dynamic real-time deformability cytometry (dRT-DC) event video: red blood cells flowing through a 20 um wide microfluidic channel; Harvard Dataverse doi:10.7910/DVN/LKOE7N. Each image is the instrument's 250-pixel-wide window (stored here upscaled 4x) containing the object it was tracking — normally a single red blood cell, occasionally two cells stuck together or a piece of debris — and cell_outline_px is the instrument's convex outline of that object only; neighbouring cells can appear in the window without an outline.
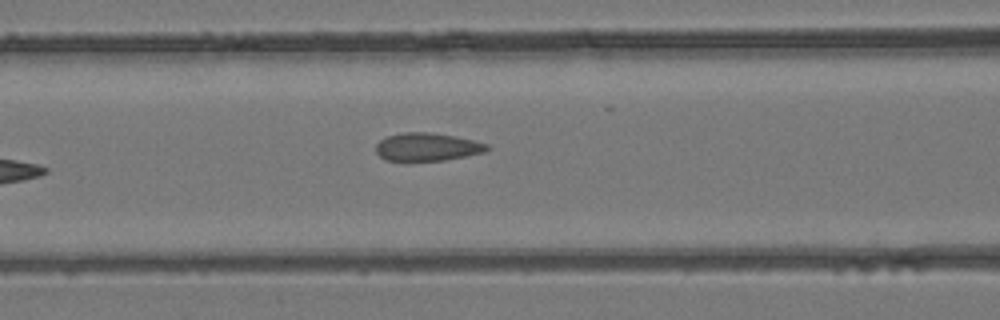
{"species": "common noctule bat (a hibernating species)", "species_latin": "Nyctalus noctula", "temperature_condition": "room temperature", "stored_images_in_passage": 8, "camera_frame_rate_fps": 3000, "um_per_image_px": 0.085, "animal": {"sex": "female", "body_mass_g": 24.6, "forearm_length_mm": 56.2}, "frame": {"image": 1, "passage_image": 7, "time_ms": 2.0, "image_size_px": [1000, 320], "cell_outline_px": [[492, 148], [484, 152], [468, 156], [444, 160], [384, 160], [376, 152], [376, 144], [380, 140], [388, 136], [404, 132], [428, 132], [452, 136], [472, 140], [488, 144]], "centroid_in_image_um": [36.33, 12.49], "position_along_channel_um": 130.3, "area_um2": 17.98}}